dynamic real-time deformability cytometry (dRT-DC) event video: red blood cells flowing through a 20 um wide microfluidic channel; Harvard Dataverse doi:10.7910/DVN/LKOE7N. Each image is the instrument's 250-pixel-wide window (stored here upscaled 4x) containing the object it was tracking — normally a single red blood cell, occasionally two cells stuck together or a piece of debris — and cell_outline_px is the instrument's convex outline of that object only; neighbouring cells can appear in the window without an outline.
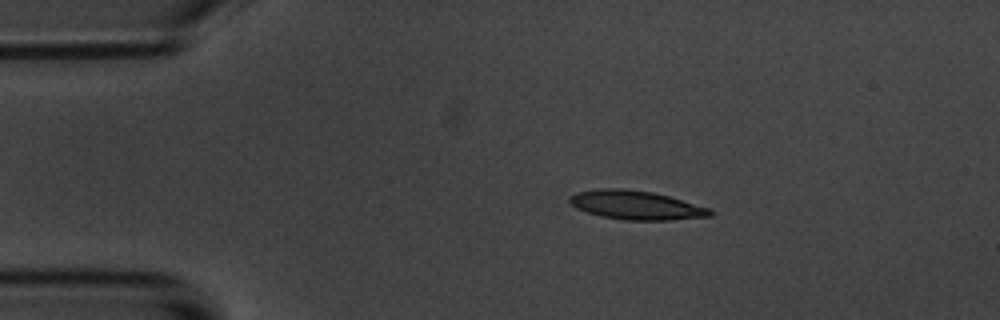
{"species": "common noctule bat (a hibernating species)", "species_latin": "Nyctalus noctula", "temperature_condition": "room temperature", "stored_images_in_passage": 7, "camera_frame_rate_fps": 3000, "um_per_image_px": 0.085, "animal": {"sex": "male", "body_mass_g": 20.1, "forearm_length_mm": 53.5}, "frame": {"image": 1, "passage_image": 1, "time_ms": 0.0, "image_size_px": [1000, 320], "cell_outline_px": [[712, 216], [668, 220], [624, 220], [600, 216], [576, 208], [568, 200], [568, 196], [580, 192], [600, 188], [624, 188], [652, 192], [668, 196], [712, 208]], "centroid_in_image_um": [54.08, 17.43], "position_along_channel_um": 30.9, "area_um2": 23.64}}
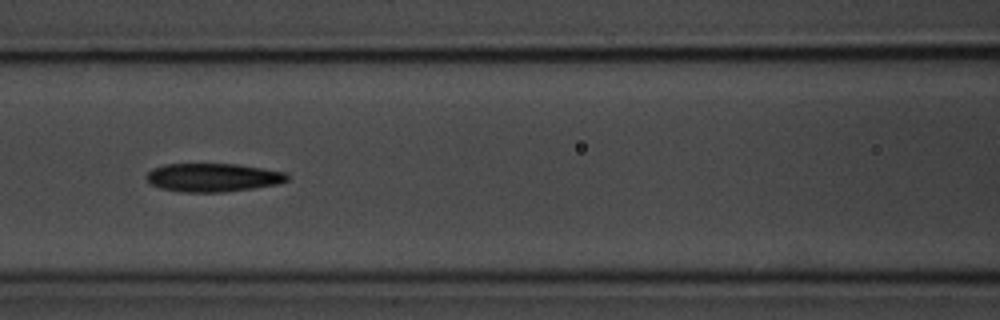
{"frame": {"image": 2, "passage_image": 5, "time_ms": 4.667, "image_size_px": [1000, 320], "cell_outline_px": [[288, 180], [276, 184], [252, 188], [224, 192], [180, 192], [160, 188], [152, 184], [148, 180], [148, 172], [152, 168], [164, 164], [240, 164], [288, 172]], "centroid_in_image_um": [18.13, 15.08], "position_along_channel_um": 148.5, "area_um2": 23.35}}
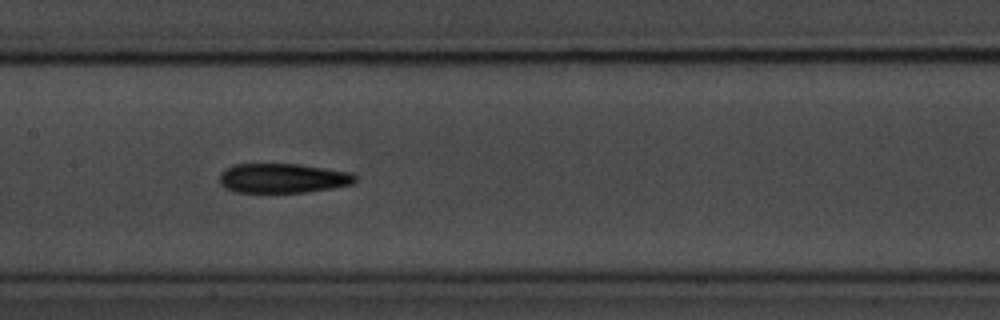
{"frame": {"image": 3, "passage_image": 6, "time_ms": 5.667, "image_size_px": [1000, 320], "cell_outline_px": [[356, 180], [352, 184], [332, 188], [304, 192], [232, 192], [224, 188], [220, 184], [220, 172], [224, 168], [232, 164], [300, 164], [352, 172], [356, 176]], "centroid_in_image_um": [24.0, 15.14], "position_along_channel_um": 183.4, "area_um2": 23.58}}